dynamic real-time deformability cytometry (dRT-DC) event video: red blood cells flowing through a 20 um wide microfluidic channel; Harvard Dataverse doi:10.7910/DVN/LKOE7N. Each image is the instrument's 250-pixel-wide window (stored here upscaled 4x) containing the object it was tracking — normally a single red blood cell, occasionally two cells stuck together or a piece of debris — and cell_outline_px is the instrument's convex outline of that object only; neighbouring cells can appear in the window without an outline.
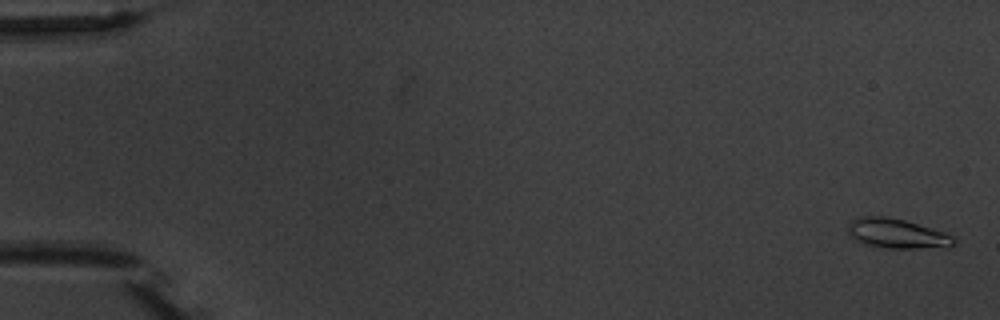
{"species": "common noctule bat (a hibernating species)", "species_latin": "Nyctalus noctula", "temperature_condition": "warm", "stored_images_in_passage": 6, "camera_frame_rate_fps": 3000, "um_per_image_px": 0.085, "animal": {"sex": "male", "body_mass_g": 20.1, "forearm_length_mm": 53.5}, "frame": {"image": 1, "passage_image": 1, "time_ms": 0.0, "image_size_px": [1000, 320], "cell_outline_px": [[956, 244], [948, 248], [888, 248], [860, 244], [848, 232], [848, 224], [852, 220], [860, 216], [888, 216], [904, 220], [944, 232], [952, 236], [956, 240]], "centroid_in_image_um": [76.25, 19.86], "position_along_channel_um": 8.7, "area_um2": 18.5}}